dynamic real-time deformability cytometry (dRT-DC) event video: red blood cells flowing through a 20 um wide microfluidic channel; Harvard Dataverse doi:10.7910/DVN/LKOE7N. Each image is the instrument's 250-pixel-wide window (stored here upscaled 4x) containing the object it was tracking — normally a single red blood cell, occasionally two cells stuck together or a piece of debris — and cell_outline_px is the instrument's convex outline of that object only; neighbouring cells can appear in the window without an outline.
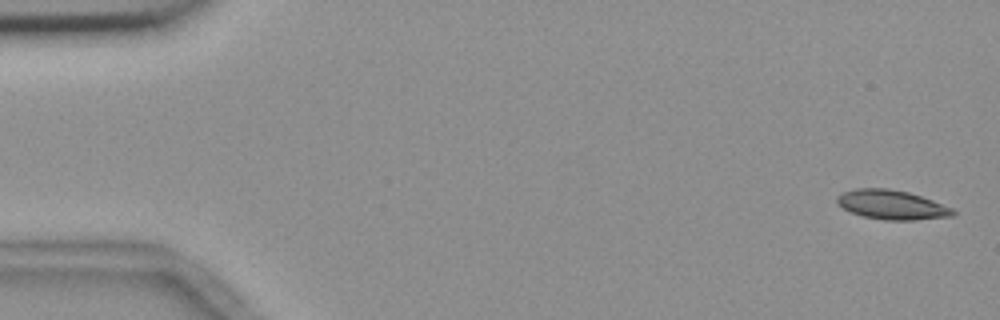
{"species": "common noctule bat (a hibernating species)", "species_latin": "Nyctalus noctula", "temperature_condition": "room temperature", "stored_images_in_passage": 56, "camera_frame_rate_fps": 3000, "um_per_image_px": 0.085, "animal": {"sex": "female", "body_mass_g": 18.4}, "frame": {"image": 1, "passage_image": 2, "time_ms": 0.333, "image_size_px": [1000, 320], "cell_outline_px": [[956, 216], [912, 220], [884, 220], [864, 216], [852, 212], [836, 204], [836, 196], [844, 192], [856, 188], [888, 188], [908, 192], [932, 200], [952, 208], [956, 212]], "centroid_in_image_um": [75.8, 17.4], "position_along_channel_um": 9.2, "area_um2": 19.77}}
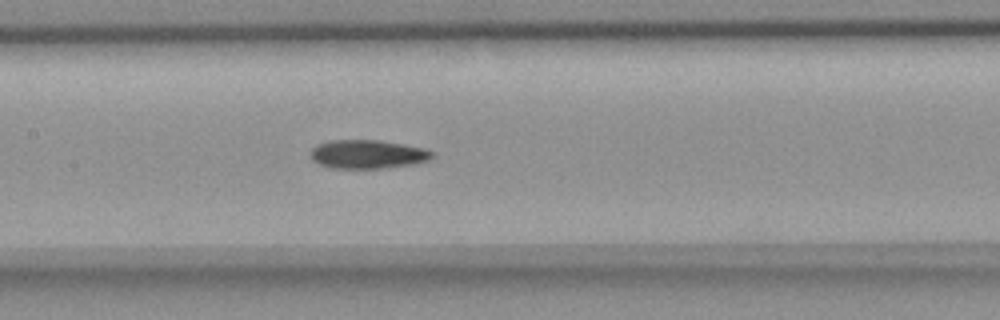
{"frame": {"image": 2, "passage_image": 27, "time_ms": 8.667, "image_size_px": [1000, 320], "cell_outline_px": [[436, 156], [428, 160], [416, 164], [384, 168], [328, 168], [312, 160], [308, 152], [316, 144], [328, 140], [380, 140], [424, 148], [436, 152]], "centroid_in_image_um": [31.25, 13.11], "position_along_channel_um": 176.2, "area_um2": 20.75}}
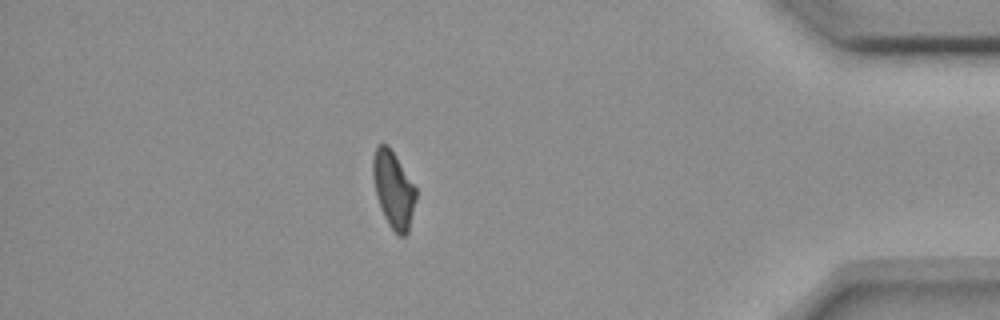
{"frame": {"image": 3, "passage_image": 49, "time_ms": 16.0, "image_size_px": [1000, 320], "cell_outline_px": [[416, 200], [408, 232], [404, 236], [400, 236], [388, 224], [380, 208], [376, 196], [372, 176], [372, 160], [376, 148], [380, 144], [388, 144], [416, 188]], "centroid_in_image_um": [33.43, 16.11], "position_along_channel_um": 401.8, "area_um2": 19.13}}